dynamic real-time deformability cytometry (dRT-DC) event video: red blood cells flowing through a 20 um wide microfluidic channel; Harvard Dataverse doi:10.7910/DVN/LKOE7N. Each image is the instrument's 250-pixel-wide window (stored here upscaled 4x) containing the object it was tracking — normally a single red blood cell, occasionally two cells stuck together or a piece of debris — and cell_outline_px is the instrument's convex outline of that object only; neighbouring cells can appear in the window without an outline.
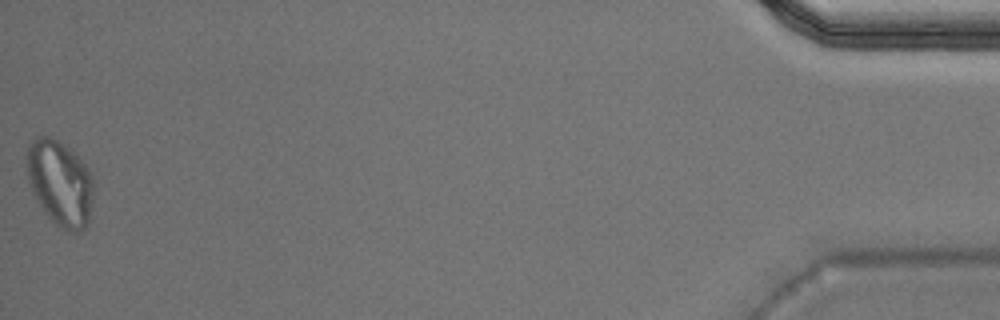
{"species": "Egyptian fruit bat (a non-hibernating species)", "species_latin": "Rousettus aegyptiacus", "temperature_condition": "warm", "stored_images_in_passage": 51, "segment_of_instrument_passage": [2, 2], "camera_frame_rate_fps": 3000, "um_per_image_px": 0.085, "animal": {"sex": "male"}, "frame": {"image": 1, "passage_image": 51, "time_ms": 16.667, "image_size_px": [1000, 320], "cell_outline_px": [[92, 200], [88, 220], [84, 228], [76, 232], [68, 232], [60, 228], [48, 216], [36, 200], [32, 192], [28, 180], [28, 148], [32, 140], [36, 136], [48, 136], [72, 148], [84, 164], [92, 176]], "centroid_in_image_um": [5.1, 15.55], "position_along_channel_um": 430.1, "area_um2": 32.95}}